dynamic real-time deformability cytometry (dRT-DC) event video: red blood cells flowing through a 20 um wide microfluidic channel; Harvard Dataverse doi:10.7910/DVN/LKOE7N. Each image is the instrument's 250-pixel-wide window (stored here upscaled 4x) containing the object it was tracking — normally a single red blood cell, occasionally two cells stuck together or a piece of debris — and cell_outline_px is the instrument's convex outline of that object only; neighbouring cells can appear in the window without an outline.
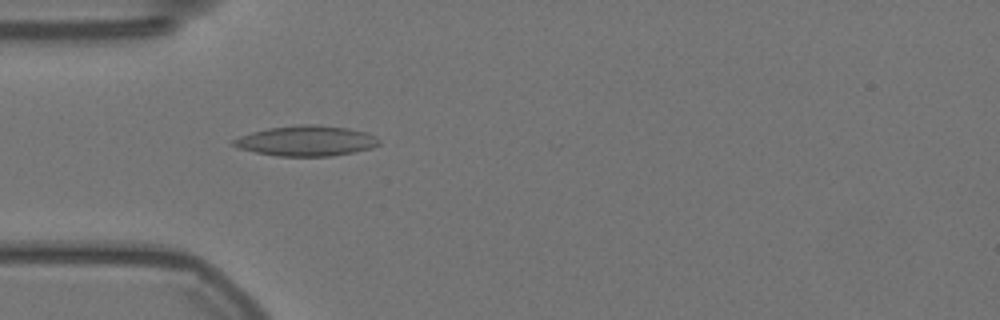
{"species": "Egyptian fruit bat (a non-hibernating species)", "species_latin": "Rousettus aegyptiacus", "temperature_condition": "warm", "stored_images_in_passage": 8, "camera_frame_rate_fps": 3000, "um_per_image_px": 0.085, "animal": {"sex": "female"}, "frame": {"image": 1, "passage_image": 4, "time_ms": 1.0, "image_size_px": [1000, 320], "cell_outline_px": [[380, 144], [372, 148], [356, 152], [332, 156], [280, 156], [256, 152], [240, 148], [232, 144], [232, 140], [240, 136], [252, 132], [268, 128], [300, 124], [312, 124], [348, 128], [364, 132], [380, 140]], "centroid_in_image_um": [26.05, 11.97], "position_along_channel_um": 59.0, "area_um2": 25.55}}
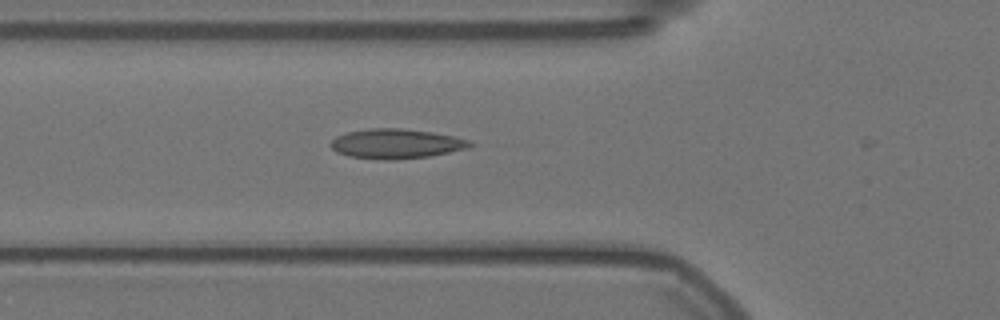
{"frame": {"image": 2, "passage_image": 7, "time_ms": 2.0, "image_size_px": [1000, 320], "cell_outline_px": [[476, 144], [468, 148], [428, 156], [392, 160], [384, 160], [348, 156], [336, 152], [328, 144], [336, 136], [348, 132], [372, 128], [400, 128], [432, 132], [452, 136], [468, 140]], "centroid_in_image_um": [33.64, 12.22], "position_along_channel_um": 92.2, "area_um2": 23.99}}